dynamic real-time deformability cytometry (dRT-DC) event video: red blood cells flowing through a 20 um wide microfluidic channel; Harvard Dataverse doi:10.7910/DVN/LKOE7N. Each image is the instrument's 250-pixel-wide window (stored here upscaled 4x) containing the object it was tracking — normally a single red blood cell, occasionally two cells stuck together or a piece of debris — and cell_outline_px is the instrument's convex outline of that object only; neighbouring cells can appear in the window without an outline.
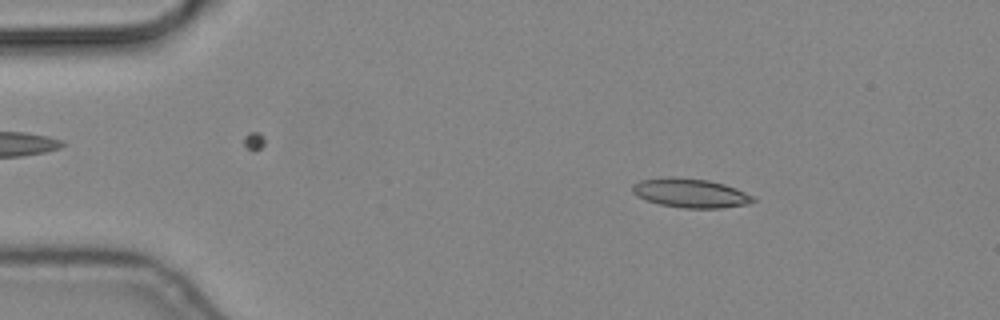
{"species": "common noctule bat (a hibernating species)", "species_latin": "Nyctalus noctula", "temperature_condition": "cold", "stored_images_in_passage": 17, "camera_frame_rate_fps": 3000, "um_per_image_px": 0.085, "animal": {"sex": "male", "body_mass_g": 19.2, "forearm_length_mm": 51.8}, "frame": {"image": 1, "passage_image": 8, "time_ms": 2.333, "image_size_px": [1000, 320], "cell_outline_px": [[756, 200], [748, 204], [720, 208], [684, 208], [660, 204], [636, 196], [632, 192], [632, 184], [640, 180], [668, 176], [672, 176], [708, 180], [724, 184], [736, 188], [756, 196]], "centroid_in_image_um": [58.7, 16.4], "position_along_channel_um": 26.3, "area_um2": 20.63}}
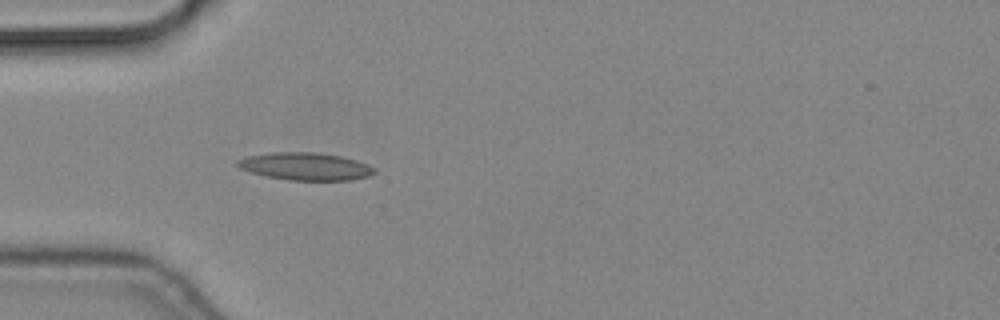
{"frame": {"image": 2, "passage_image": 16, "time_ms": 5.0, "image_size_px": [1000, 320], "cell_outline_px": [[376, 172], [368, 176], [348, 180], [288, 180], [264, 176], [240, 168], [236, 164], [236, 160], [248, 156], [272, 152], [316, 152], [340, 156], [356, 160], [376, 168]], "centroid_in_image_um": [25.95, 14.14], "position_along_channel_um": 59.1, "area_um2": 21.91}}